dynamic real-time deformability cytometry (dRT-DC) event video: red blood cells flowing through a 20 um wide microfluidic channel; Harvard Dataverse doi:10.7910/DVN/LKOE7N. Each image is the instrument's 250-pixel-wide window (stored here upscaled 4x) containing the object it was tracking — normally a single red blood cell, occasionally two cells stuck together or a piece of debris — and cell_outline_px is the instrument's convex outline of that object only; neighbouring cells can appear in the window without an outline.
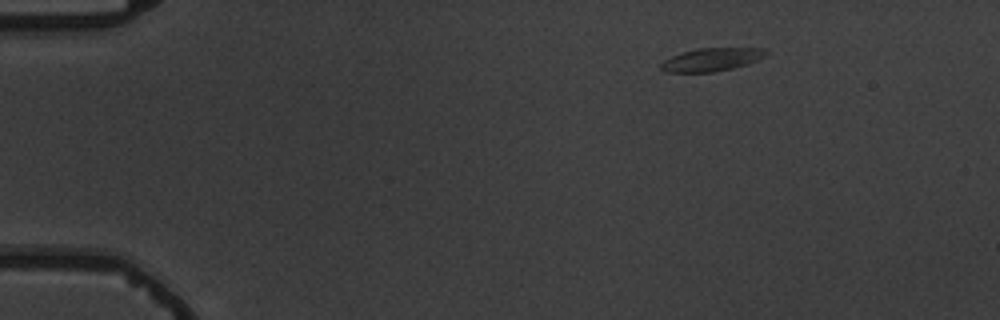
{"species": "common noctule bat (a hibernating species)", "species_latin": "Nyctalus noctula", "temperature_condition": "warm", "stored_images_in_passage": 5, "camera_frame_rate_fps": 3000, "um_per_image_px": 0.085, "animal": {"sex": "male", "body_mass_g": 19.5, "forearm_length_mm": 54.6}, "frame": {"image": 1, "passage_image": 1, "time_ms": 0.0, "image_size_px": [1000, 320], "cell_outline_px": [[768, 52], [764, 56], [756, 60], [732, 68], [712, 72], [664, 72], [660, 68], [660, 64], [664, 60], [672, 56], [696, 48], [764, 48]], "centroid_in_image_um": [60.44, 5.06], "position_along_channel_um": 24.6, "area_um2": 13.93}}
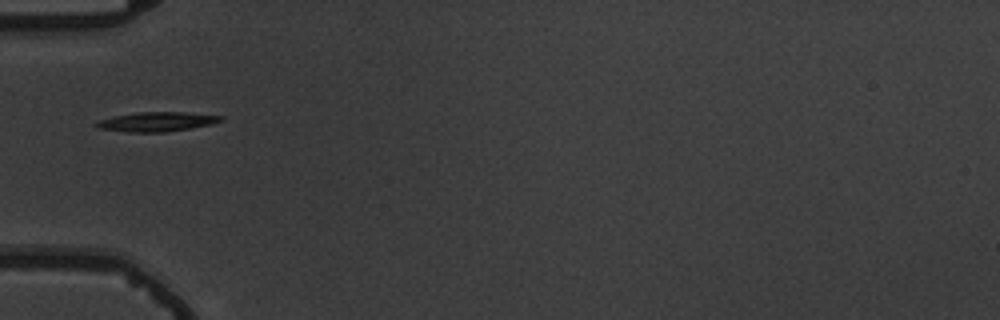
{"frame": {"image": 2, "passage_image": 4, "time_ms": 3.667, "image_size_px": [1000, 320], "cell_outline_px": [[224, 120], [212, 124], [164, 132], [128, 132], [96, 128], [96, 124], [100, 120], [112, 116], [136, 112], [184, 112], [224, 116]], "centroid_in_image_um": [13.33, 10.34], "position_along_channel_um": 71.7, "area_um2": 14.05}}
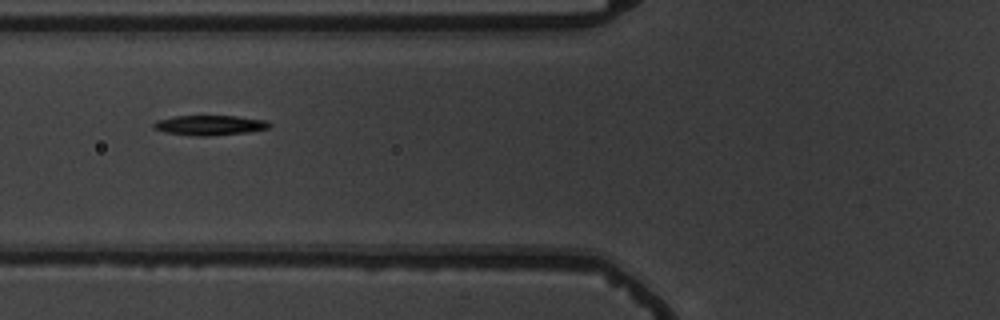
{"frame": {"image": 3, "passage_image": 5, "time_ms": 4.667, "image_size_px": [1000, 320], "cell_outline_px": [[272, 124], [268, 128], [248, 132], [208, 136], [196, 136], [164, 132], [152, 128], [152, 124], [156, 120], [172, 116], [236, 116], [264, 120]], "centroid_in_image_um": [17.77, 10.64], "position_along_channel_um": 108.0, "area_um2": 13.47}}